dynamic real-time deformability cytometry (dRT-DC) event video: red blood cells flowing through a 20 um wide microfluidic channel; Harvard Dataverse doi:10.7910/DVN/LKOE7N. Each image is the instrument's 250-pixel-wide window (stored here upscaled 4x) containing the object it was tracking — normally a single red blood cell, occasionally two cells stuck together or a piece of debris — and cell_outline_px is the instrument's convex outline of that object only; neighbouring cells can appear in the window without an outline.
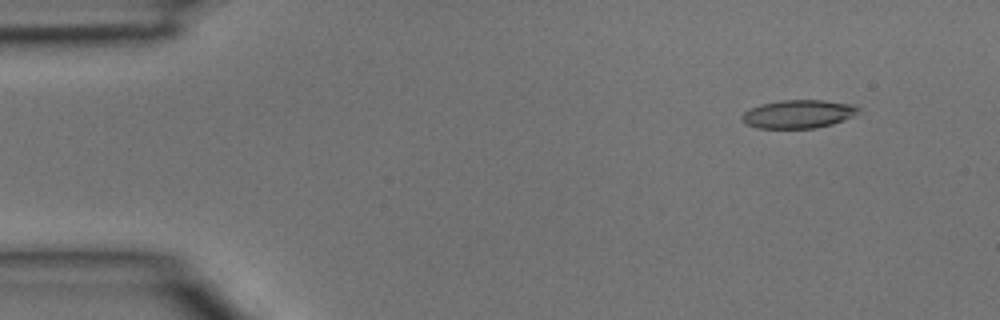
{"species": "common noctule bat (a hibernating species)", "species_latin": "Nyctalus noctula", "temperature_condition": "room temperature", "stored_images_in_passage": 3, "camera_frame_rate_fps": 3000, "um_per_image_px": 0.085, "animal": {"sex": "male", "body_mass_g": 15.6}, "frame": {"image": 1, "passage_image": 1, "time_ms": 0.0, "image_size_px": [1000, 320], "cell_outline_px": [[860, 112], [852, 116], [832, 124], [816, 128], [756, 128], [748, 124], [744, 120], [744, 112], [760, 104], [780, 100], [824, 100], [852, 104], [860, 108]], "centroid_in_image_um": [67.9, 9.68], "position_along_channel_um": 17.1, "area_um2": 19.02}}
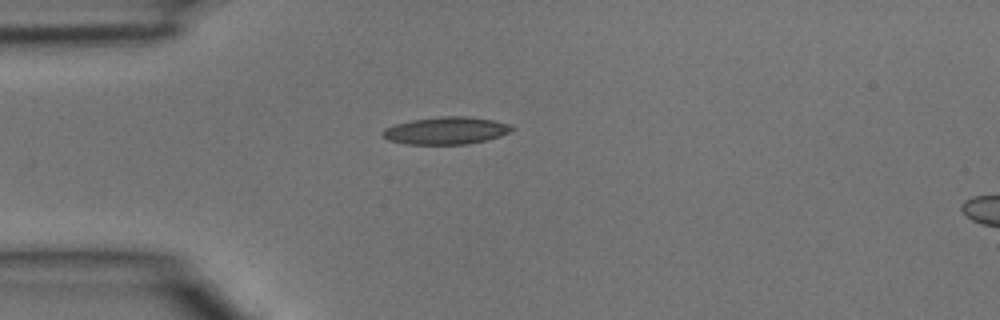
{"frame": {"image": 2, "passage_image": 3, "time_ms": 0.667, "image_size_px": [1000, 320], "cell_outline_px": [[516, 128], [500, 136], [468, 144], [408, 144], [388, 140], [380, 136], [380, 132], [384, 128], [396, 124], [412, 120], [440, 116], [468, 116], [492, 120], [508, 124]], "centroid_in_image_um": [37.87, 11.1], "position_along_channel_um": 47.1, "area_um2": 20.58}}